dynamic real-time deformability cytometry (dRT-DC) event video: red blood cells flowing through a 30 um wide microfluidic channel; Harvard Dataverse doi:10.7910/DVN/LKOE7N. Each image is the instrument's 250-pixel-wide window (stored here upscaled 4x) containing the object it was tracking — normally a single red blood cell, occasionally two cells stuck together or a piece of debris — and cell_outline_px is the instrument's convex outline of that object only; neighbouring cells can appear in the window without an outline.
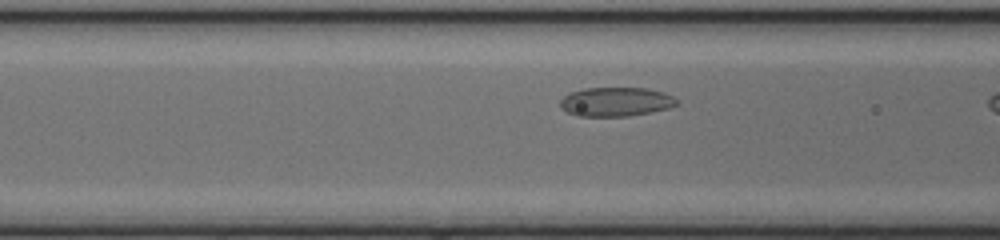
{"species": "common noctule bat (a hibernating species)", "species_latin": "Nyctalus noctula", "temperature_condition": "cold", "stored_images_in_passage": 8, "camera_frame_rate_fps": 3000, "um_per_image_px": 0.085, "animal": {"sex": "female", "body_mass_g": 17.0, "forearm_length_mm": 48.0}, "frame": {"image": 1, "passage_image": 7, "time_ms": 2.0, "image_size_px": [1000, 240], "cell_outline_px": [[680, 104], [668, 108], [628, 116], [576, 116], [560, 108], [560, 100], [564, 96], [572, 92], [584, 88], [644, 88], [664, 92], [672, 96]], "centroid_in_image_um": [52.33, 8.65], "position_along_channel_um": 114.3, "area_um2": 19.65}}